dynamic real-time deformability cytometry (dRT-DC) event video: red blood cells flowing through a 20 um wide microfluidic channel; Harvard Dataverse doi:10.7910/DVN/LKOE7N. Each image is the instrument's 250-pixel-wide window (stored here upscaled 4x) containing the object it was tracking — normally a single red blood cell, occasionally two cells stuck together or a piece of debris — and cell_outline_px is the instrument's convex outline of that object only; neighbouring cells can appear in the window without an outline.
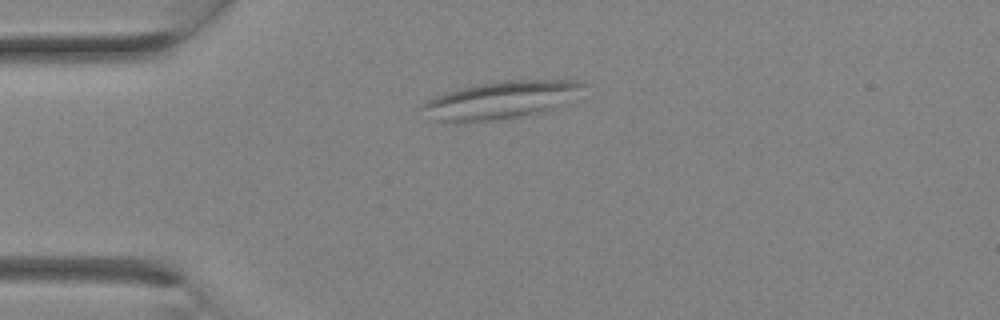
{"species": "Egyptian fruit bat (a non-hibernating species)", "species_latin": "Rousettus aegyptiacus", "temperature_condition": "room temperature", "stored_images_in_passage": 4, "camera_frame_rate_fps": 3000, "um_per_image_px": 0.085, "animal": {"sex": "female"}, "frame": {"image": 1, "passage_image": 1, "time_ms": 0.0, "image_size_px": [1000, 320], "cell_outline_px": [[588, 84], [556, 108], [544, 112], [492, 120], [452, 124], [436, 120], [416, 108], [428, 100], [436, 96], [460, 88], [480, 84], [504, 80], [584, 80]], "centroid_in_image_um": [42.52, 8.51], "position_along_channel_um": 42.5, "area_um2": 35.26}}